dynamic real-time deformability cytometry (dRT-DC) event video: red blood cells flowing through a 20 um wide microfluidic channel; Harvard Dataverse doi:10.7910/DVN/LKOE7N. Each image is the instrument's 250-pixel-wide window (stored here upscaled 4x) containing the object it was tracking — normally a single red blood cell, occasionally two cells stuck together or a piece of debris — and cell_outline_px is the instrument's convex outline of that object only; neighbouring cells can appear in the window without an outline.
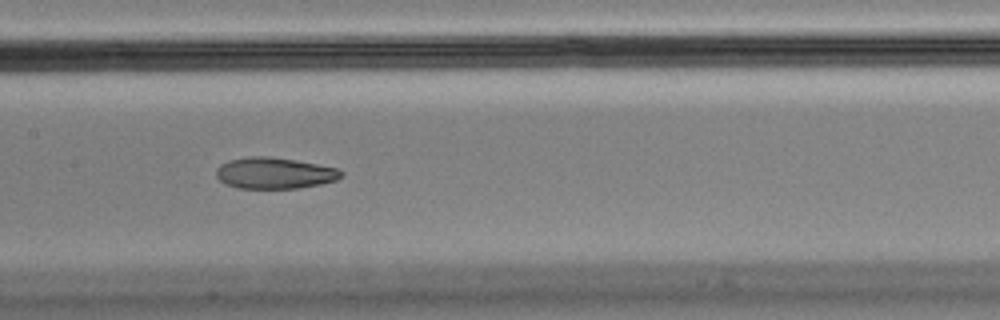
{"species": "Egyptian fruit bat (a non-hibernating species)", "species_latin": "Rousettus aegyptiacus", "temperature_condition": "cold", "stored_images_in_passage": 10, "camera_frame_rate_fps": 3000, "um_per_image_px": 0.085, "animal": {"sex": "male"}, "frame": {"image": 1, "passage_image": 7, "time_ms": 2.0, "image_size_px": [1000, 320], "cell_outline_px": [[344, 176], [336, 180], [320, 184], [296, 188], [236, 188], [224, 184], [216, 176], [216, 168], [220, 164], [228, 160], [248, 156], [268, 156], [296, 160], [336, 168], [344, 172]], "centroid_in_image_um": [23.3, 14.71], "position_along_channel_um": 184.1, "area_um2": 22.89}}